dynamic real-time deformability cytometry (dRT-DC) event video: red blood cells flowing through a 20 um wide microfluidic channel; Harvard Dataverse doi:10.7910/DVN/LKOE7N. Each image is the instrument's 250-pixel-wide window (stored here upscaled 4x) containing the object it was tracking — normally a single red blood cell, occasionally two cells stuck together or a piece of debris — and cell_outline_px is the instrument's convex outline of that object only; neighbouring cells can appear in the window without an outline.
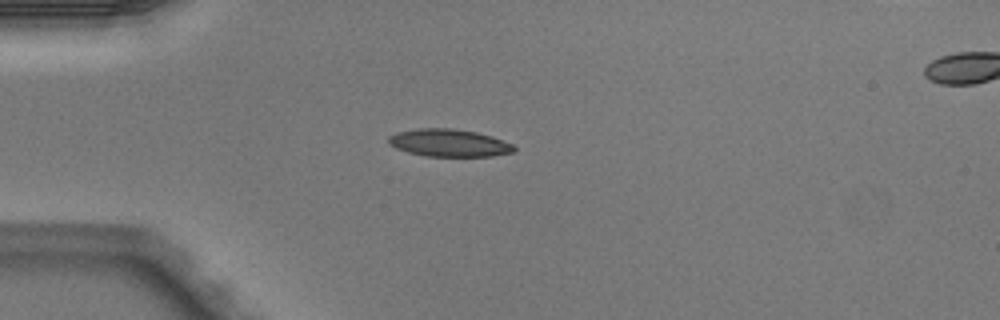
{"species": "Egyptian fruit bat (a non-hibernating species)", "species_latin": "Rousettus aegyptiacus", "temperature_condition": "warm", "stored_images_in_passage": 31, "camera_frame_rate_fps": 3000, "um_per_image_px": 0.085, "animal": {"sex": "male"}, "frame": {"image": 1, "passage_image": 1, "time_ms": 0.0, "image_size_px": [1000, 320], "cell_outline_px": [[516, 152], [492, 156], [424, 156], [408, 152], [396, 148], [388, 144], [388, 136], [396, 132], [420, 128], [452, 128], [476, 132], [492, 136], [512, 144], [516, 148]], "centroid_in_image_um": [38.16, 12.15], "position_along_channel_um": 46.8, "area_um2": 20.23}}
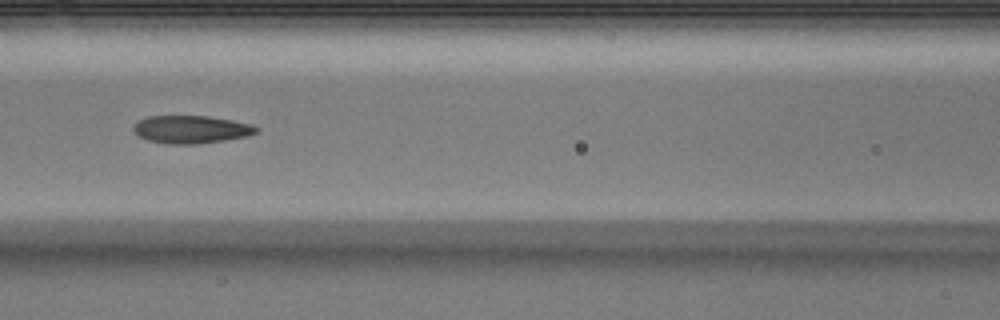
{"frame": {"image": 2, "passage_image": 10, "time_ms": 3.0, "image_size_px": [1000, 320], "cell_outline_px": [[256, 132], [248, 136], [224, 140], [196, 144], [168, 144], [148, 140], [140, 136], [132, 128], [140, 120], [148, 116], [208, 116], [232, 120], [252, 124], [256, 128]], "centroid_in_image_um": [16.25, 11.0], "position_along_channel_um": 150.3, "area_um2": 19.65}}
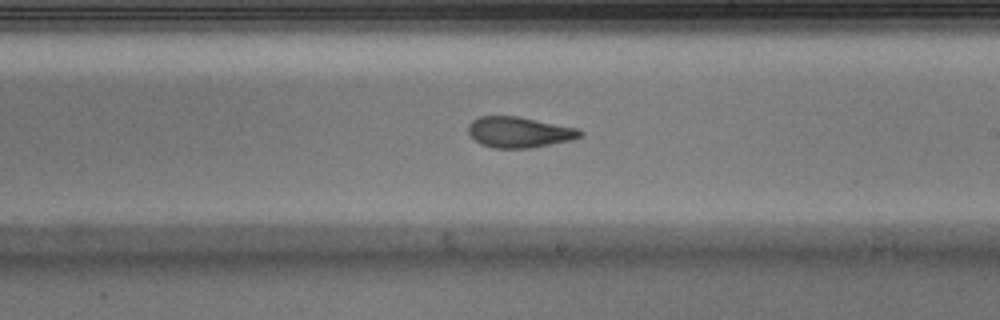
{"frame": {"image": 3, "passage_image": 17, "time_ms": 5.333, "image_size_px": [1000, 320], "cell_outline_px": [[584, 132], [580, 136], [568, 140], [528, 148], [496, 148], [480, 144], [468, 132], [468, 124], [472, 120], [480, 116], [520, 116], [580, 128]], "centroid_in_image_um": [44.12, 11.21], "position_along_channel_um": 244.9, "area_um2": 20.0}, "authors_computed_cell_mechanics": {"area_um2": 20.1722, "velocity_mm_per_s": 4.0564, "shape_relaxation_time_tau1_ms": null, "shape_relaxation_time_tau2_ms": 1.8522, "deformation_change_tau1": null, "deformation_change_tau2": 0.0929}}